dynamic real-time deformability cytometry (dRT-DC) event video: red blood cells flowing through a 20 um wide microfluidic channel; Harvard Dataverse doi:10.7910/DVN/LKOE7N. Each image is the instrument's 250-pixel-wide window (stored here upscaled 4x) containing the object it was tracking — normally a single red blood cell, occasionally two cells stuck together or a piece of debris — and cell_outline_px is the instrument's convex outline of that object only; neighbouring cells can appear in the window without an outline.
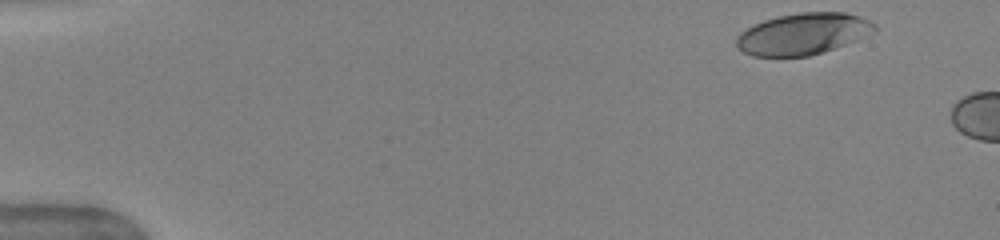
{"species": "human", "species_latin": "Homo sapiens", "temperature_condition": "warm", "stored_images_in_passage": 5, "camera_frame_rate_fps": 3000, "um_per_image_px": 0.085, "donor": {"sex": "female"}, "frame": {"image": 1, "passage_image": 1, "time_ms": 0.0, "image_size_px": [1000, 240], "cell_outline_px": [[876, 28], [856, 40], [808, 56], [752, 56], [744, 52], [736, 44], [736, 36], [740, 32], [764, 20], [776, 16], [800, 12], [844, 12], [860, 16], [876, 24]], "centroid_in_image_um": [68.21, 2.86], "position_along_channel_um": 16.8, "area_um2": 32.89}}